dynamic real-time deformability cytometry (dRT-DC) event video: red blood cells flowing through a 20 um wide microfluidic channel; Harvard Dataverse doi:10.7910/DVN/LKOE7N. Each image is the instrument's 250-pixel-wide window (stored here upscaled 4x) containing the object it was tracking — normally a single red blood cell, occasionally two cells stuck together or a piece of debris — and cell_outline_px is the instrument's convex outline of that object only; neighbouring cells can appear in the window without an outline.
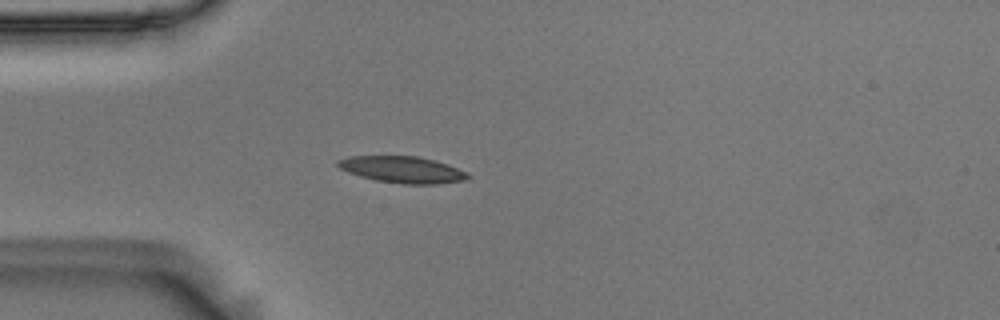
{"species": "Egyptian fruit bat (a non-hibernating species)", "species_latin": "Rousettus aegyptiacus", "temperature_condition": "room temperature", "stored_images_in_passage": 42, "camera_frame_rate_fps": 3000, "um_per_image_px": 0.085, "animal": {"sex": "male"}, "frame": {"image": 1, "passage_image": 2, "time_ms": 0.333, "image_size_px": [1000, 320], "cell_outline_px": [[472, 176], [464, 180], [436, 184], [404, 184], [376, 180], [360, 176], [348, 172], [340, 168], [336, 164], [336, 160], [348, 156], [416, 156], [436, 160], [448, 164], [468, 172]], "centroid_in_image_um": [34.22, 14.41], "position_along_channel_um": 50.8, "area_um2": 20.23}}
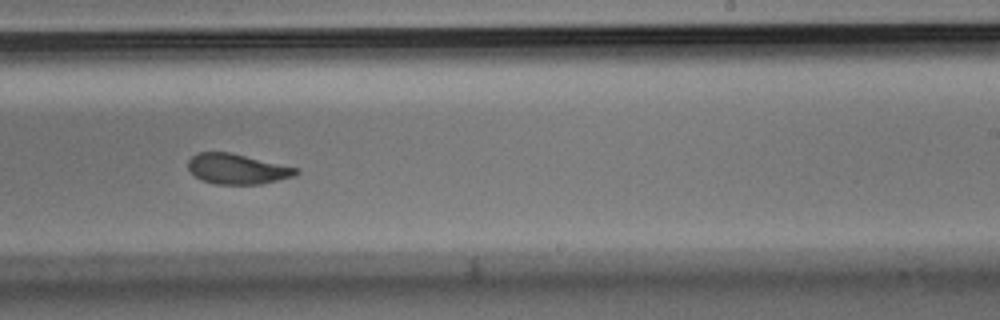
{"frame": {"image": 2, "passage_image": 21, "time_ms": 6.667, "image_size_px": [1000, 320], "cell_outline_px": [[300, 172], [292, 176], [260, 184], [216, 184], [200, 180], [188, 168], [188, 160], [196, 152], [232, 152], [300, 168]], "centroid_in_image_um": [20.16, 14.34], "position_along_channel_um": 268.8, "area_um2": 19.13}}
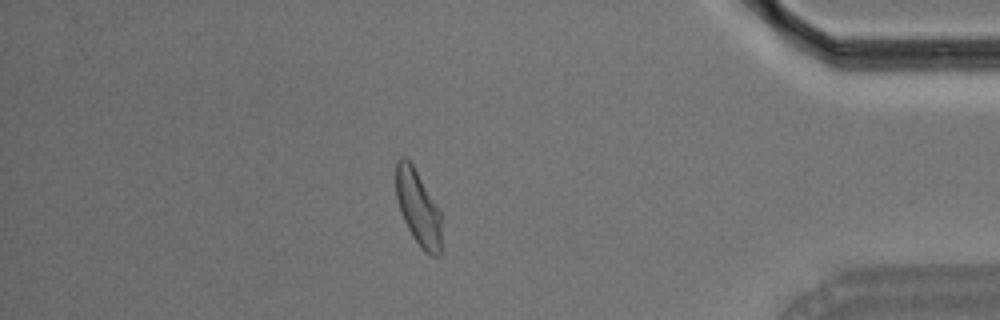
{"frame": {"image": 3, "passage_image": 35, "time_ms": 11.333, "image_size_px": [1000, 320], "cell_outline_px": [[440, 256], [432, 256], [424, 252], [420, 248], [412, 236], [400, 212], [396, 196], [396, 160], [400, 156], [404, 156], [412, 164], [440, 212]], "centroid_in_image_um": [35.51, 17.68], "position_along_channel_um": 399.7, "area_um2": 19.65}, "authors_computed_cell_mechanics": {"area_um2": 20.1433, "velocity_mm_per_s": 3.5878, "shape_relaxation_time_tau1_ms": 3.6268, "shape_relaxation_time_tau2_ms": 2.3647, "deformation_change_tau1": 0.1562, "deformation_change_tau2": 0.0609}}